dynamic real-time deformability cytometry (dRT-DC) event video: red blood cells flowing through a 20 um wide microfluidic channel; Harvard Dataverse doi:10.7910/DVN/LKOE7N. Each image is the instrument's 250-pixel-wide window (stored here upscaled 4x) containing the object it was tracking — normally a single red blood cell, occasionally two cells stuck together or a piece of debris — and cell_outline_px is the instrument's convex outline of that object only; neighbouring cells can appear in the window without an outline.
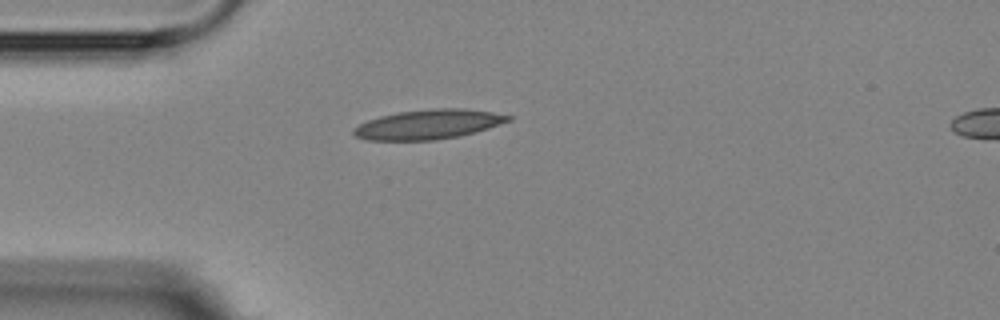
{"species": "Egyptian fruit bat (a non-hibernating species)", "species_latin": "Rousettus aegyptiacus", "temperature_condition": "room temperature", "stored_images_in_passage": 4, "camera_frame_rate_fps": 3000, "um_per_image_px": 0.085, "animal": {"sex": "female"}, "frame": {"image": 1, "passage_image": 4, "time_ms": 3.333, "image_size_px": [1000, 320], "cell_outline_px": [[512, 120], [488, 128], [460, 136], [436, 140], [368, 140], [356, 136], [352, 132], [352, 128], [368, 120], [380, 116], [400, 112], [432, 108], [464, 108], [492, 112], [512, 116]], "centroid_in_image_um": [36.42, 10.57], "position_along_channel_um": 48.6, "area_um2": 26.59}}